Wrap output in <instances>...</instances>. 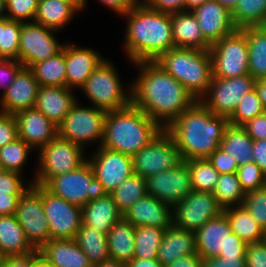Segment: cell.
Returning a JSON list of instances; mask_svg holds the SVG:
<instances>
[{"label":"cell","mask_w":266,"mask_h":267,"mask_svg":"<svg viewBox=\"0 0 266 267\" xmlns=\"http://www.w3.org/2000/svg\"><path fill=\"white\" fill-rule=\"evenodd\" d=\"M18 138L15 115L0 112V148Z\"/></svg>","instance_id":"cell-51"},{"label":"cell","mask_w":266,"mask_h":267,"mask_svg":"<svg viewBox=\"0 0 266 267\" xmlns=\"http://www.w3.org/2000/svg\"><path fill=\"white\" fill-rule=\"evenodd\" d=\"M223 210L212 192L193 190L172 207L173 225L196 232L208 220L219 217Z\"/></svg>","instance_id":"cell-15"},{"label":"cell","mask_w":266,"mask_h":267,"mask_svg":"<svg viewBox=\"0 0 266 267\" xmlns=\"http://www.w3.org/2000/svg\"><path fill=\"white\" fill-rule=\"evenodd\" d=\"M107 112L94 106L82 107L78 100L58 126V136L85 148L93 141L101 145Z\"/></svg>","instance_id":"cell-10"},{"label":"cell","mask_w":266,"mask_h":267,"mask_svg":"<svg viewBox=\"0 0 266 267\" xmlns=\"http://www.w3.org/2000/svg\"><path fill=\"white\" fill-rule=\"evenodd\" d=\"M6 0H0V19H3L6 17Z\"/></svg>","instance_id":"cell-69"},{"label":"cell","mask_w":266,"mask_h":267,"mask_svg":"<svg viewBox=\"0 0 266 267\" xmlns=\"http://www.w3.org/2000/svg\"><path fill=\"white\" fill-rule=\"evenodd\" d=\"M253 141L242 126L228 124L219 147L232 156L238 166H241L253 161Z\"/></svg>","instance_id":"cell-36"},{"label":"cell","mask_w":266,"mask_h":267,"mask_svg":"<svg viewBox=\"0 0 266 267\" xmlns=\"http://www.w3.org/2000/svg\"><path fill=\"white\" fill-rule=\"evenodd\" d=\"M196 252L203 258L245 257L247 244L232 232L224 213L195 232Z\"/></svg>","instance_id":"cell-8"},{"label":"cell","mask_w":266,"mask_h":267,"mask_svg":"<svg viewBox=\"0 0 266 267\" xmlns=\"http://www.w3.org/2000/svg\"><path fill=\"white\" fill-rule=\"evenodd\" d=\"M131 84V103L166 129L197 100L156 61H140Z\"/></svg>","instance_id":"cell-1"},{"label":"cell","mask_w":266,"mask_h":267,"mask_svg":"<svg viewBox=\"0 0 266 267\" xmlns=\"http://www.w3.org/2000/svg\"><path fill=\"white\" fill-rule=\"evenodd\" d=\"M156 62L197 101L205 94L213 79L209 50L172 48L163 53Z\"/></svg>","instance_id":"cell-5"},{"label":"cell","mask_w":266,"mask_h":267,"mask_svg":"<svg viewBox=\"0 0 266 267\" xmlns=\"http://www.w3.org/2000/svg\"><path fill=\"white\" fill-rule=\"evenodd\" d=\"M15 215L28 241L36 250L51 239L42 205V185L32 184L20 196Z\"/></svg>","instance_id":"cell-14"},{"label":"cell","mask_w":266,"mask_h":267,"mask_svg":"<svg viewBox=\"0 0 266 267\" xmlns=\"http://www.w3.org/2000/svg\"><path fill=\"white\" fill-rule=\"evenodd\" d=\"M72 4L79 12L84 9L83 0H60Z\"/></svg>","instance_id":"cell-67"},{"label":"cell","mask_w":266,"mask_h":267,"mask_svg":"<svg viewBox=\"0 0 266 267\" xmlns=\"http://www.w3.org/2000/svg\"><path fill=\"white\" fill-rule=\"evenodd\" d=\"M146 194V179L134 173L110 193L122 214Z\"/></svg>","instance_id":"cell-39"},{"label":"cell","mask_w":266,"mask_h":267,"mask_svg":"<svg viewBox=\"0 0 266 267\" xmlns=\"http://www.w3.org/2000/svg\"><path fill=\"white\" fill-rule=\"evenodd\" d=\"M3 171H5V170H4V168H3V165H2L1 162H0V174H1Z\"/></svg>","instance_id":"cell-71"},{"label":"cell","mask_w":266,"mask_h":267,"mask_svg":"<svg viewBox=\"0 0 266 267\" xmlns=\"http://www.w3.org/2000/svg\"><path fill=\"white\" fill-rule=\"evenodd\" d=\"M212 193L223 208L242 205L246 195L237 173L220 174Z\"/></svg>","instance_id":"cell-41"},{"label":"cell","mask_w":266,"mask_h":267,"mask_svg":"<svg viewBox=\"0 0 266 267\" xmlns=\"http://www.w3.org/2000/svg\"><path fill=\"white\" fill-rule=\"evenodd\" d=\"M123 218L135 227L151 226L166 230L173 224L172 207L149 194L125 211Z\"/></svg>","instance_id":"cell-23"},{"label":"cell","mask_w":266,"mask_h":267,"mask_svg":"<svg viewBox=\"0 0 266 267\" xmlns=\"http://www.w3.org/2000/svg\"><path fill=\"white\" fill-rule=\"evenodd\" d=\"M55 32L36 22H21L18 61L30 68L34 63L55 56L63 48L54 37Z\"/></svg>","instance_id":"cell-16"},{"label":"cell","mask_w":266,"mask_h":267,"mask_svg":"<svg viewBox=\"0 0 266 267\" xmlns=\"http://www.w3.org/2000/svg\"><path fill=\"white\" fill-rule=\"evenodd\" d=\"M207 159L220 174L237 173L239 166L236 163V160L220 147H218Z\"/></svg>","instance_id":"cell-50"},{"label":"cell","mask_w":266,"mask_h":267,"mask_svg":"<svg viewBox=\"0 0 266 267\" xmlns=\"http://www.w3.org/2000/svg\"><path fill=\"white\" fill-rule=\"evenodd\" d=\"M74 240L92 266L110 260L107 234L82 224Z\"/></svg>","instance_id":"cell-35"},{"label":"cell","mask_w":266,"mask_h":267,"mask_svg":"<svg viewBox=\"0 0 266 267\" xmlns=\"http://www.w3.org/2000/svg\"><path fill=\"white\" fill-rule=\"evenodd\" d=\"M171 24L175 48L209 50L211 47L204 39L201 28L191 11L171 14Z\"/></svg>","instance_id":"cell-28"},{"label":"cell","mask_w":266,"mask_h":267,"mask_svg":"<svg viewBox=\"0 0 266 267\" xmlns=\"http://www.w3.org/2000/svg\"><path fill=\"white\" fill-rule=\"evenodd\" d=\"M93 267H126V264L113 261V260H107L99 265L93 266Z\"/></svg>","instance_id":"cell-66"},{"label":"cell","mask_w":266,"mask_h":267,"mask_svg":"<svg viewBox=\"0 0 266 267\" xmlns=\"http://www.w3.org/2000/svg\"><path fill=\"white\" fill-rule=\"evenodd\" d=\"M15 117L18 138L38 151L58 135V127L35 108L19 111Z\"/></svg>","instance_id":"cell-22"},{"label":"cell","mask_w":266,"mask_h":267,"mask_svg":"<svg viewBox=\"0 0 266 267\" xmlns=\"http://www.w3.org/2000/svg\"><path fill=\"white\" fill-rule=\"evenodd\" d=\"M238 180L246 192L260 189L265 186L266 176L255 162H248L237 169Z\"/></svg>","instance_id":"cell-47"},{"label":"cell","mask_w":266,"mask_h":267,"mask_svg":"<svg viewBox=\"0 0 266 267\" xmlns=\"http://www.w3.org/2000/svg\"><path fill=\"white\" fill-rule=\"evenodd\" d=\"M256 80L246 74L240 77H213L205 94L198 100L215 115L229 118L241 98L255 88Z\"/></svg>","instance_id":"cell-13"},{"label":"cell","mask_w":266,"mask_h":267,"mask_svg":"<svg viewBox=\"0 0 266 267\" xmlns=\"http://www.w3.org/2000/svg\"><path fill=\"white\" fill-rule=\"evenodd\" d=\"M21 22L0 19V59L18 60Z\"/></svg>","instance_id":"cell-43"},{"label":"cell","mask_w":266,"mask_h":267,"mask_svg":"<svg viewBox=\"0 0 266 267\" xmlns=\"http://www.w3.org/2000/svg\"><path fill=\"white\" fill-rule=\"evenodd\" d=\"M38 89L39 84L33 71L28 67H23L2 95L0 112L15 115L19 111L34 108Z\"/></svg>","instance_id":"cell-21"},{"label":"cell","mask_w":266,"mask_h":267,"mask_svg":"<svg viewBox=\"0 0 266 267\" xmlns=\"http://www.w3.org/2000/svg\"><path fill=\"white\" fill-rule=\"evenodd\" d=\"M21 195L0 194V216L15 214Z\"/></svg>","instance_id":"cell-60"},{"label":"cell","mask_w":266,"mask_h":267,"mask_svg":"<svg viewBox=\"0 0 266 267\" xmlns=\"http://www.w3.org/2000/svg\"><path fill=\"white\" fill-rule=\"evenodd\" d=\"M203 267H246L245 257H214L203 259Z\"/></svg>","instance_id":"cell-56"},{"label":"cell","mask_w":266,"mask_h":267,"mask_svg":"<svg viewBox=\"0 0 266 267\" xmlns=\"http://www.w3.org/2000/svg\"><path fill=\"white\" fill-rule=\"evenodd\" d=\"M36 251L28 241L16 215L0 216V253L4 257L22 256Z\"/></svg>","instance_id":"cell-30"},{"label":"cell","mask_w":266,"mask_h":267,"mask_svg":"<svg viewBox=\"0 0 266 267\" xmlns=\"http://www.w3.org/2000/svg\"><path fill=\"white\" fill-rule=\"evenodd\" d=\"M162 130L157 122L130 103L119 110L107 112L100 146L132 157Z\"/></svg>","instance_id":"cell-4"},{"label":"cell","mask_w":266,"mask_h":267,"mask_svg":"<svg viewBox=\"0 0 266 267\" xmlns=\"http://www.w3.org/2000/svg\"><path fill=\"white\" fill-rule=\"evenodd\" d=\"M136 227L123 217L117 221L107 234L110 259L124 264L134 258Z\"/></svg>","instance_id":"cell-31"},{"label":"cell","mask_w":266,"mask_h":267,"mask_svg":"<svg viewBox=\"0 0 266 267\" xmlns=\"http://www.w3.org/2000/svg\"><path fill=\"white\" fill-rule=\"evenodd\" d=\"M246 267H266V241L247 244Z\"/></svg>","instance_id":"cell-53"},{"label":"cell","mask_w":266,"mask_h":267,"mask_svg":"<svg viewBox=\"0 0 266 267\" xmlns=\"http://www.w3.org/2000/svg\"><path fill=\"white\" fill-rule=\"evenodd\" d=\"M24 65L18 60L0 59V87L3 93L11 86Z\"/></svg>","instance_id":"cell-52"},{"label":"cell","mask_w":266,"mask_h":267,"mask_svg":"<svg viewBox=\"0 0 266 267\" xmlns=\"http://www.w3.org/2000/svg\"><path fill=\"white\" fill-rule=\"evenodd\" d=\"M230 229L246 244L265 240L266 232L242 205L224 208Z\"/></svg>","instance_id":"cell-32"},{"label":"cell","mask_w":266,"mask_h":267,"mask_svg":"<svg viewBox=\"0 0 266 267\" xmlns=\"http://www.w3.org/2000/svg\"><path fill=\"white\" fill-rule=\"evenodd\" d=\"M123 217L110 194L91 200L82 207L83 224L108 234L114 224Z\"/></svg>","instance_id":"cell-29"},{"label":"cell","mask_w":266,"mask_h":267,"mask_svg":"<svg viewBox=\"0 0 266 267\" xmlns=\"http://www.w3.org/2000/svg\"><path fill=\"white\" fill-rule=\"evenodd\" d=\"M116 70L111 61L104 59L80 88L92 106L105 112L119 110L131 103V85L124 89Z\"/></svg>","instance_id":"cell-6"},{"label":"cell","mask_w":266,"mask_h":267,"mask_svg":"<svg viewBox=\"0 0 266 267\" xmlns=\"http://www.w3.org/2000/svg\"><path fill=\"white\" fill-rule=\"evenodd\" d=\"M31 267H54L47 263L41 256H39L32 264Z\"/></svg>","instance_id":"cell-68"},{"label":"cell","mask_w":266,"mask_h":267,"mask_svg":"<svg viewBox=\"0 0 266 267\" xmlns=\"http://www.w3.org/2000/svg\"><path fill=\"white\" fill-rule=\"evenodd\" d=\"M228 124L227 117L215 115L196 101L165 130L183 160L207 159L220 146Z\"/></svg>","instance_id":"cell-3"},{"label":"cell","mask_w":266,"mask_h":267,"mask_svg":"<svg viewBox=\"0 0 266 267\" xmlns=\"http://www.w3.org/2000/svg\"><path fill=\"white\" fill-rule=\"evenodd\" d=\"M124 49L132 63L156 61L174 47L171 14L150 9L139 1L127 14Z\"/></svg>","instance_id":"cell-2"},{"label":"cell","mask_w":266,"mask_h":267,"mask_svg":"<svg viewBox=\"0 0 266 267\" xmlns=\"http://www.w3.org/2000/svg\"><path fill=\"white\" fill-rule=\"evenodd\" d=\"M255 89L262 101L263 107L266 110V78L256 80Z\"/></svg>","instance_id":"cell-63"},{"label":"cell","mask_w":266,"mask_h":267,"mask_svg":"<svg viewBox=\"0 0 266 267\" xmlns=\"http://www.w3.org/2000/svg\"><path fill=\"white\" fill-rule=\"evenodd\" d=\"M248 43V69L255 79L266 78V26L241 28Z\"/></svg>","instance_id":"cell-33"},{"label":"cell","mask_w":266,"mask_h":267,"mask_svg":"<svg viewBox=\"0 0 266 267\" xmlns=\"http://www.w3.org/2000/svg\"><path fill=\"white\" fill-rule=\"evenodd\" d=\"M78 10L60 0H39L34 22L58 31L69 24Z\"/></svg>","instance_id":"cell-34"},{"label":"cell","mask_w":266,"mask_h":267,"mask_svg":"<svg viewBox=\"0 0 266 267\" xmlns=\"http://www.w3.org/2000/svg\"><path fill=\"white\" fill-rule=\"evenodd\" d=\"M38 152L39 167L31 182L43 186L52 177L75 170L87 160L81 145L58 135Z\"/></svg>","instance_id":"cell-9"},{"label":"cell","mask_w":266,"mask_h":267,"mask_svg":"<svg viewBox=\"0 0 266 267\" xmlns=\"http://www.w3.org/2000/svg\"><path fill=\"white\" fill-rule=\"evenodd\" d=\"M165 229L136 227L133 259H156Z\"/></svg>","instance_id":"cell-40"},{"label":"cell","mask_w":266,"mask_h":267,"mask_svg":"<svg viewBox=\"0 0 266 267\" xmlns=\"http://www.w3.org/2000/svg\"><path fill=\"white\" fill-rule=\"evenodd\" d=\"M32 149L31 146L20 138L2 146L0 148V162L4 170L22 173V169Z\"/></svg>","instance_id":"cell-44"},{"label":"cell","mask_w":266,"mask_h":267,"mask_svg":"<svg viewBox=\"0 0 266 267\" xmlns=\"http://www.w3.org/2000/svg\"><path fill=\"white\" fill-rule=\"evenodd\" d=\"M38 252L54 267H93L74 239H50Z\"/></svg>","instance_id":"cell-26"},{"label":"cell","mask_w":266,"mask_h":267,"mask_svg":"<svg viewBox=\"0 0 266 267\" xmlns=\"http://www.w3.org/2000/svg\"><path fill=\"white\" fill-rule=\"evenodd\" d=\"M164 267H203V258L198 253L185 255L168 263Z\"/></svg>","instance_id":"cell-61"},{"label":"cell","mask_w":266,"mask_h":267,"mask_svg":"<svg viewBox=\"0 0 266 267\" xmlns=\"http://www.w3.org/2000/svg\"><path fill=\"white\" fill-rule=\"evenodd\" d=\"M84 1V8L87 0ZM102 4L109 7L115 13L124 16L127 14L140 0H99Z\"/></svg>","instance_id":"cell-58"},{"label":"cell","mask_w":266,"mask_h":267,"mask_svg":"<svg viewBox=\"0 0 266 267\" xmlns=\"http://www.w3.org/2000/svg\"><path fill=\"white\" fill-rule=\"evenodd\" d=\"M208 0H184V11H191Z\"/></svg>","instance_id":"cell-64"},{"label":"cell","mask_w":266,"mask_h":267,"mask_svg":"<svg viewBox=\"0 0 266 267\" xmlns=\"http://www.w3.org/2000/svg\"><path fill=\"white\" fill-rule=\"evenodd\" d=\"M4 256L0 253V267H2Z\"/></svg>","instance_id":"cell-70"},{"label":"cell","mask_w":266,"mask_h":267,"mask_svg":"<svg viewBox=\"0 0 266 267\" xmlns=\"http://www.w3.org/2000/svg\"><path fill=\"white\" fill-rule=\"evenodd\" d=\"M30 69L39 86H66L65 45L55 56L34 63Z\"/></svg>","instance_id":"cell-37"},{"label":"cell","mask_w":266,"mask_h":267,"mask_svg":"<svg viewBox=\"0 0 266 267\" xmlns=\"http://www.w3.org/2000/svg\"><path fill=\"white\" fill-rule=\"evenodd\" d=\"M183 161L172 136L163 129L147 146L132 156L133 173L148 178Z\"/></svg>","instance_id":"cell-12"},{"label":"cell","mask_w":266,"mask_h":267,"mask_svg":"<svg viewBox=\"0 0 266 267\" xmlns=\"http://www.w3.org/2000/svg\"><path fill=\"white\" fill-rule=\"evenodd\" d=\"M231 17L237 29L266 26V0H237Z\"/></svg>","instance_id":"cell-38"},{"label":"cell","mask_w":266,"mask_h":267,"mask_svg":"<svg viewBox=\"0 0 266 267\" xmlns=\"http://www.w3.org/2000/svg\"><path fill=\"white\" fill-rule=\"evenodd\" d=\"M196 253L195 232L172 224L163 234L156 258L165 266L179 257Z\"/></svg>","instance_id":"cell-27"},{"label":"cell","mask_w":266,"mask_h":267,"mask_svg":"<svg viewBox=\"0 0 266 267\" xmlns=\"http://www.w3.org/2000/svg\"><path fill=\"white\" fill-rule=\"evenodd\" d=\"M22 173L3 171L0 174V194H23L33 184L31 181L24 184Z\"/></svg>","instance_id":"cell-49"},{"label":"cell","mask_w":266,"mask_h":267,"mask_svg":"<svg viewBox=\"0 0 266 267\" xmlns=\"http://www.w3.org/2000/svg\"><path fill=\"white\" fill-rule=\"evenodd\" d=\"M94 176L110 194L133 174L132 157L119 151L98 146L91 158Z\"/></svg>","instance_id":"cell-19"},{"label":"cell","mask_w":266,"mask_h":267,"mask_svg":"<svg viewBox=\"0 0 266 267\" xmlns=\"http://www.w3.org/2000/svg\"><path fill=\"white\" fill-rule=\"evenodd\" d=\"M242 127L253 140L266 139V112L247 121Z\"/></svg>","instance_id":"cell-54"},{"label":"cell","mask_w":266,"mask_h":267,"mask_svg":"<svg viewBox=\"0 0 266 267\" xmlns=\"http://www.w3.org/2000/svg\"><path fill=\"white\" fill-rule=\"evenodd\" d=\"M147 194L168 203L171 207L192 191L190 171L185 160L176 167L146 178Z\"/></svg>","instance_id":"cell-18"},{"label":"cell","mask_w":266,"mask_h":267,"mask_svg":"<svg viewBox=\"0 0 266 267\" xmlns=\"http://www.w3.org/2000/svg\"><path fill=\"white\" fill-rule=\"evenodd\" d=\"M266 112L262 101L254 88L246 93L239 101L235 111L228 118V123L235 126H242L247 121Z\"/></svg>","instance_id":"cell-45"},{"label":"cell","mask_w":266,"mask_h":267,"mask_svg":"<svg viewBox=\"0 0 266 267\" xmlns=\"http://www.w3.org/2000/svg\"><path fill=\"white\" fill-rule=\"evenodd\" d=\"M213 77L232 78L249 74V48L246 35L241 29L223 37L209 48Z\"/></svg>","instance_id":"cell-11"},{"label":"cell","mask_w":266,"mask_h":267,"mask_svg":"<svg viewBox=\"0 0 266 267\" xmlns=\"http://www.w3.org/2000/svg\"><path fill=\"white\" fill-rule=\"evenodd\" d=\"M190 171L191 185L195 191L213 192L220 173L208 159L185 160Z\"/></svg>","instance_id":"cell-42"},{"label":"cell","mask_w":266,"mask_h":267,"mask_svg":"<svg viewBox=\"0 0 266 267\" xmlns=\"http://www.w3.org/2000/svg\"><path fill=\"white\" fill-rule=\"evenodd\" d=\"M103 60L104 58L92 48L65 44L66 87L80 89Z\"/></svg>","instance_id":"cell-24"},{"label":"cell","mask_w":266,"mask_h":267,"mask_svg":"<svg viewBox=\"0 0 266 267\" xmlns=\"http://www.w3.org/2000/svg\"><path fill=\"white\" fill-rule=\"evenodd\" d=\"M221 6L225 7L228 11L232 12L237 5V0H215Z\"/></svg>","instance_id":"cell-65"},{"label":"cell","mask_w":266,"mask_h":267,"mask_svg":"<svg viewBox=\"0 0 266 267\" xmlns=\"http://www.w3.org/2000/svg\"><path fill=\"white\" fill-rule=\"evenodd\" d=\"M242 206L266 232V186L246 192Z\"/></svg>","instance_id":"cell-46"},{"label":"cell","mask_w":266,"mask_h":267,"mask_svg":"<svg viewBox=\"0 0 266 267\" xmlns=\"http://www.w3.org/2000/svg\"><path fill=\"white\" fill-rule=\"evenodd\" d=\"M126 267H164L162 263L156 259H133L126 264Z\"/></svg>","instance_id":"cell-62"},{"label":"cell","mask_w":266,"mask_h":267,"mask_svg":"<svg viewBox=\"0 0 266 267\" xmlns=\"http://www.w3.org/2000/svg\"><path fill=\"white\" fill-rule=\"evenodd\" d=\"M42 205L51 239H75L83 224L82 207L52 194L43 185Z\"/></svg>","instance_id":"cell-17"},{"label":"cell","mask_w":266,"mask_h":267,"mask_svg":"<svg viewBox=\"0 0 266 267\" xmlns=\"http://www.w3.org/2000/svg\"><path fill=\"white\" fill-rule=\"evenodd\" d=\"M191 12L201 28L204 39L210 45L237 29L232 22L231 12L215 0H208Z\"/></svg>","instance_id":"cell-20"},{"label":"cell","mask_w":266,"mask_h":267,"mask_svg":"<svg viewBox=\"0 0 266 267\" xmlns=\"http://www.w3.org/2000/svg\"><path fill=\"white\" fill-rule=\"evenodd\" d=\"M44 187L52 194L80 207L108 194L95 178L88 160L75 170L52 177Z\"/></svg>","instance_id":"cell-7"},{"label":"cell","mask_w":266,"mask_h":267,"mask_svg":"<svg viewBox=\"0 0 266 267\" xmlns=\"http://www.w3.org/2000/svg\"><path fill=\"white\" fill-rule=\"evenodd\" d=\"M252 158L266 176V139L253 141Z\"/></svg>","instance_id":"cell-59"},{"label":"cell","mask_w":266,"mask_h":267,"mask_svg":"<svg viewBox=\"0 0 266 267\" xmlns=\"http://www.w3.org/2000/svg\"><path fill=\"white\" fill-rule=\"evenodd\" d=\"M150 9L167 13L174 14L184 11V0H141Z\"/></svg>","instance_id":"cell-55"},{"label":"cell","mask_w":266,"mask_h":267,"mask_svg":"<svg viewBox=\"0 0 266 267\" xmlns=\"http://www.w3.org/2000/svg\"><path fill=\"white\" fill-rule=\"evenodd\" d=\"M39 0H6V17L20 22H34ZM29 19V20H28Z\"/></svg>","instance_id":"cell-48"},{"label":"cell","mask_w":266,"mask_h":267,"mask_svg":"<svg viewBox=\"0 0 266 267\" xmlns=\"http://www.w3.org/2000/svg\"><path fill=\"white\" fill-rule=\"evenodd\" d=\"M72 90L66 86H39L34 108L58 127L77 101Z\"/></svg>","instance_id":"cell-25"},{"label":"cell","mask_w":266,"mask_h":267,"mask_svg":"<svg viewBox=\"0 0 266 267\" xmlns=\"http://www.w3.org/2000/svg\"><path fill=\"white\" fill-rule=\"evenodd\" d=\"M39 256L40 254L36 250L27 255L4 257L2 267H31Z\"/></svg>","instance_id":"cell-57"}]
</instances>
